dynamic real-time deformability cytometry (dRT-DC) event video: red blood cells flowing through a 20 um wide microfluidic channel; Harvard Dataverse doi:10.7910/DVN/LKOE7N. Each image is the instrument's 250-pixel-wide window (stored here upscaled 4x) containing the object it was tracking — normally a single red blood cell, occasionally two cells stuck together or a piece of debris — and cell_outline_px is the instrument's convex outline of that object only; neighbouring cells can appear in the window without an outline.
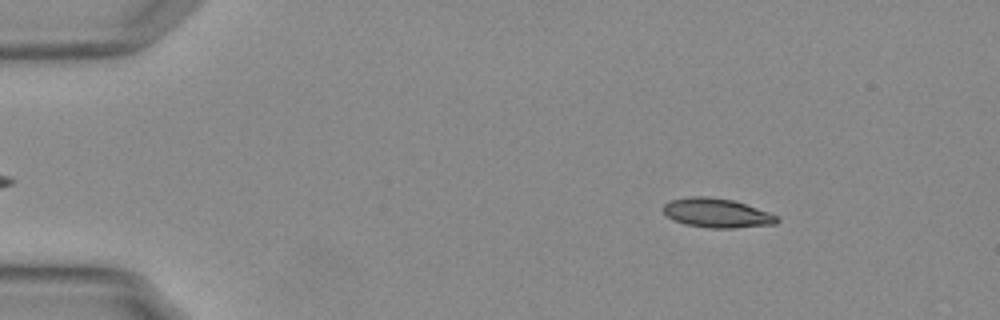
{"species": "Egyptian fruit bat (a non-hibernating species)", "species_latin": "Rousettus aegyptiacus", "temperature_condition": "warm", "stored_images_in_passage": 52, "camera_frame_rate_fps": 3000, "um_per_image_px": 0.085, "animal": {"sex": "female"}, "frame": {"image": 1, "passage_image": 6, "time_ms": 1.667, "image_size_px": [1000, 320], "cell_outline_px": [[780, 220], [776, 224], [732, 228], [708, 228], [684, 224], [672, 220], [660, 208], [664, 204], [672, 200], [692, 196], [708, 196], [732, 200], [768, 212], [776, 216]], "centroid_in_image_um": [60.89, 18.11], "position_along_channel_um": 24.1, "area_um2": 19.31}}
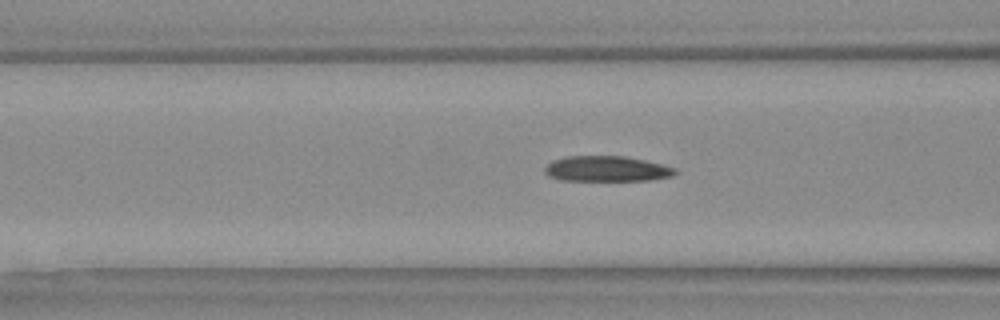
{"frame": {"image": 2, "passage_image": 20, "time_ms": 6.333, "image_size_px": [1000, 320], "cell_outline_px": [[680, 172], [672, 176], [648, 180], [560, 180], [548, 176], [544, 172], [544, 168], [548, 164], [556, 160], [568, 156], [624, 156], [644, 160], [676, 168]], "centroid_in_image_um": [51.59, 14.35], "position_along_channel_um": 115.0, "area_um2": 19.19}}
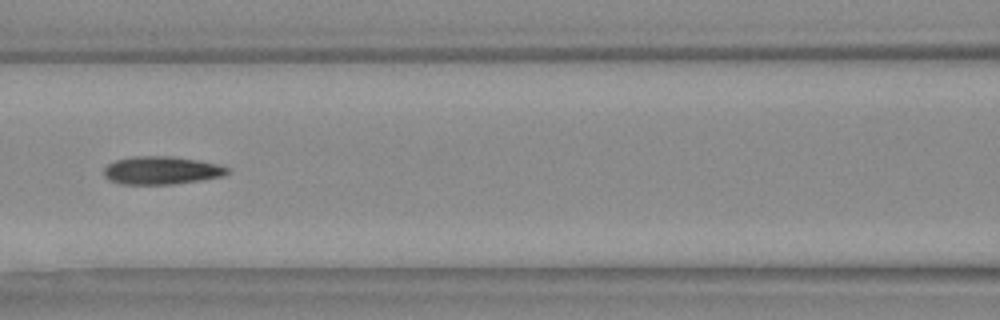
{"frame": {"image": 3, "passage_image": 23, "time_ms": 7.333, "image_size_px": [1000, 320], "cell_outline_px": [[228, 172], [220, 176], [200, 180], [172, 184], [120, 184], [108, 180], [104, 176], [104, 168], [108, 164], [116, 160], [132, 156], [172, 156], [196, 160], [216, 164], [228, 168]], "centroid_in_image_um": [13.65, 14.48], "position_along_channel_um": 153.0, "area_um2": 19.94}, "authors_computed_cell_mechanics": {"area_um2": 19.6809, "velocity_mm_per_s": 3.7625, "shape_relaxation_time_tau1_ms": null, "shape_relaxation_time_tau2_ms": 3.9466, "deformation_change_tau1": null, "deformation_change_tau2": 0.1146}}